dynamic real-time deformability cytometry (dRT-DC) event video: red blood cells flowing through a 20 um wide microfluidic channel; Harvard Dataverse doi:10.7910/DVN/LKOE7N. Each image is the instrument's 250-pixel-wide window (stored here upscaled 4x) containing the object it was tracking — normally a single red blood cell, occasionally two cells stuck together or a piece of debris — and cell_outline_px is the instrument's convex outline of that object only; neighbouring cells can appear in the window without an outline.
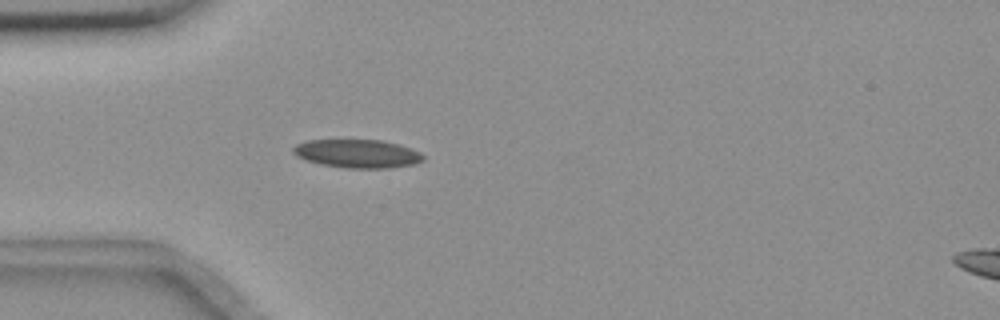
{"species": "common noctule bat (a hibernating species)", "species_latin": "Nyctalus noctula", "temperature_condition": "room temperature", "stored_images_in_passage": 48, "camera_frame_rate_fps": 3000, "um_per_image_px": 0.085, "animal": {"sex": "female", "body_mass_g": 18.4}, "frame": {"image": 1, "passage_image": 8, "time_ms": 2.333, "image_size_px": [1000, 320], "cell_outline_px": [[424, 160], [412, 164], [388, 168], [348, 168], [320, 164], [308, 160], [292, 152], [292, 148], [296, 144], [308, 140], [384, 140], [400, 144], [412, 148], [420, 152], [424, 156]], "centroid_in_image_um": [30.42, 13.05], "position_along_channel_um": 54.6, "area_um2": 21.44}}
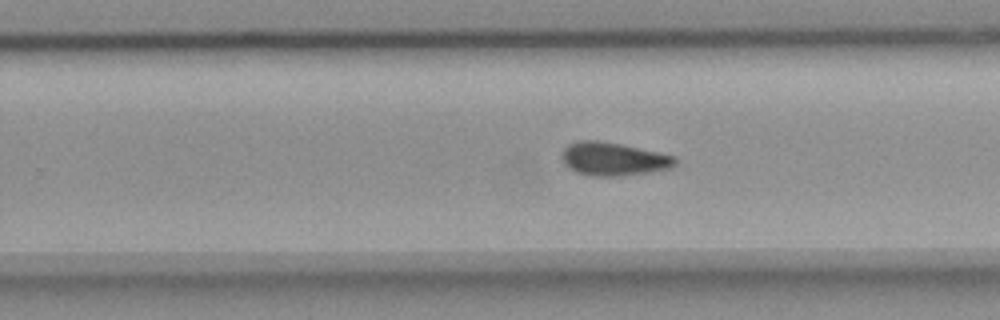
{"frame": {"image": 2, "passage_image": 27, "time_ms": 8.667, "image_size_px": [1000, 320], "cell_outline_px": [[676, 164], [672, 168], [648, 172], [620, 176], [596, 176], [576, 172], [564, 164], [560, 156], [564, 148], [568, 144], [580, 140], [600, 140], [620, 144], [656, 152], [672, 156], [676, 160]], "centroid_in_image_um": [52.09, 13.51], "position_along_channel_um": 277.7, "area_um2": 21.79}}
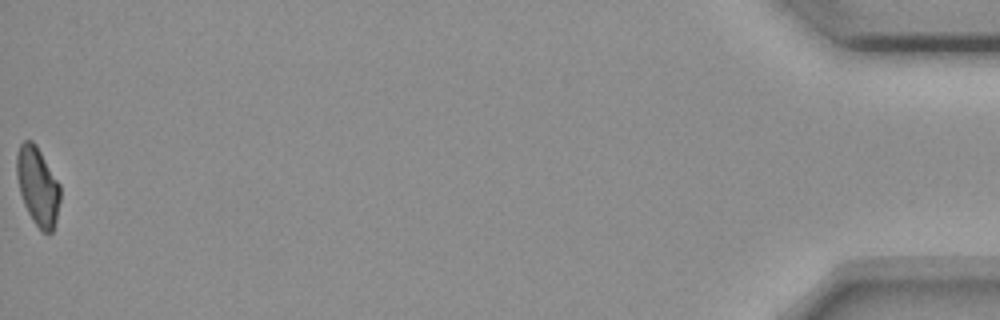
{"frame": {"image": 3, "passage_image": 48, "time_ms": 15.667, "image_size_px": [1000, 320], "cell_outline_px": [[60, 200], [56, 220], [52, 232], [44, 232], [32, 220], [24, 204], [20, 192], [16, 176], [16, 156], [20, 144], [24, 140], [32, 140], [36, 144], [60, 184]], "centroid_in_image_um": [3.2, 15.79], "position_along_channel_um": 432.0, "area_um2": 19.83}, "authors_computed_cell_mechanics": {"area_um2": 21.1259, "velocity_mm_per_s": 3.6222, "shape_relaxation_time_tau1_ms": null, "shape_relaxation_time_tau2_ms": 5.4029, "deformation_change_tau1": null, "deformation_change_tau2": 0.1156}}